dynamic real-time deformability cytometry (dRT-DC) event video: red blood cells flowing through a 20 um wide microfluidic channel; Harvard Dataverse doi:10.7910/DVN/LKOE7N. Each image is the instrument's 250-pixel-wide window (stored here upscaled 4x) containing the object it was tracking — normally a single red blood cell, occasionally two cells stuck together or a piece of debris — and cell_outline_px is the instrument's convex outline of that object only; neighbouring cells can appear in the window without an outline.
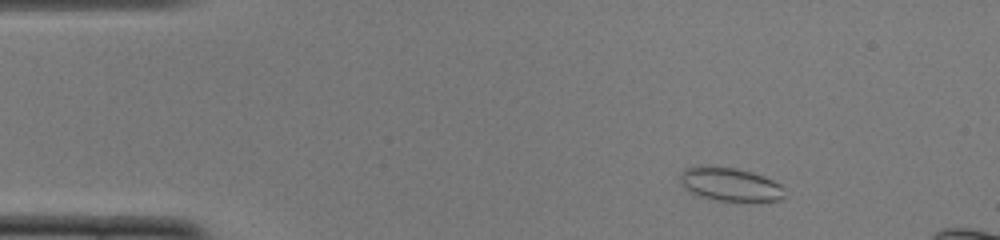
{"species": "common noctule bat (a hibernating species)", "species_latin": "Nyctalus noctula", "temperature_condition": "cold", "stored_images_in_passage": 48, "camera_frame_rate_fps": 3000, "um_per_image_px": 0.085, "animal": {"sex": "female", "body_mass_g": 22.0, "forearm_length_mm": 56.7}, "frame": {"image": 1, "passage_image": 6, "time_ms": 1.667, "image_size_px": [1000, 240], "cell_outline_px": [[784, 196], [780, 200], [720, 200], [704, 196], [692, 192], [684, 188], [680, 180], [680, 176], [684, 168], [696, 164], [736, 168], [752, 172], [764, 176], [780, 184]], "centroid_in_image_um": [62.0, 15.62], "position_along_channel_um": 23.0, "area_um2": 20.06}}
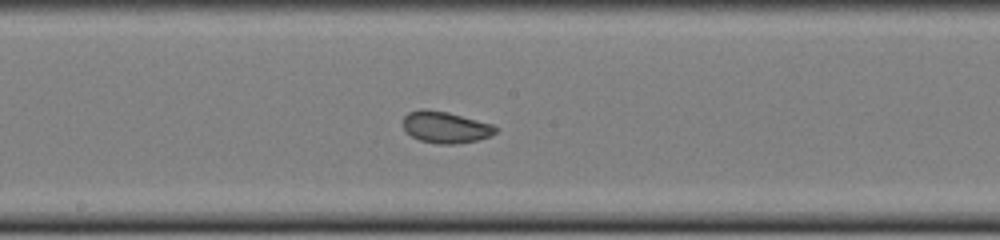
{"frame": {"image": 2, "passage_image": 26, "time_ms": 8.333, "image_size_px": [1000, 240], "cell_outline_px": [[496, 132], [488, 136], [476, 140], [456, 144], [436, 144], [420, 140], [412, 136], [404, 128], [404, 116], [408, 112], [420, 108], [424, 108], [448, 112], [492, 124], [496, 128]], "centroid_in_image_um": [37.83, 10.8], "position_along_channel_um": 210.4, "area_um2": 16.88}}
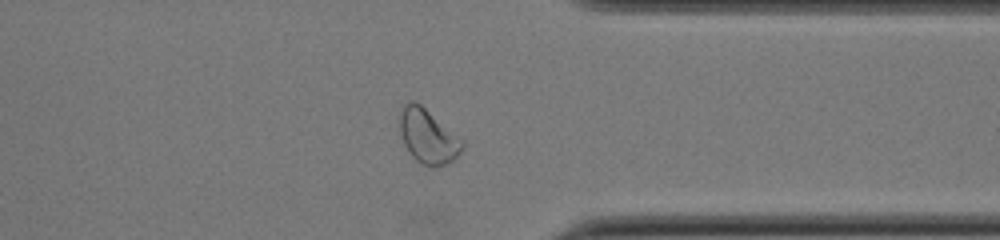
{"frame": {"image": 3, "passage_image": 39, "time_ms": 12.667, "image_size_px": [1000, 240], "cell_outline_px": [[464, 148], [448, 164], [432, 168], [428, 168], [420, 164], [408, 152], [400, 136], [400, 112], [404, 104], [412, 100], [416, 100], [464, 140]], "centroid_in_image_um": [36.37, 11.6], "position_along_channel_um": 375.0, "area_um2": 20.17}, "authors_computed_cell_mechanics": {"area_um2": 18.6405, "velocity_mm_per_s": 3.8926, "shape_relaxation_time_tau1_ms": 2.7685, "shape_relaxation_time_tau2_ms": 1.0852, "deformation_change_tau1": 0.0804, "deformation_change_tau2": 0.0517}}